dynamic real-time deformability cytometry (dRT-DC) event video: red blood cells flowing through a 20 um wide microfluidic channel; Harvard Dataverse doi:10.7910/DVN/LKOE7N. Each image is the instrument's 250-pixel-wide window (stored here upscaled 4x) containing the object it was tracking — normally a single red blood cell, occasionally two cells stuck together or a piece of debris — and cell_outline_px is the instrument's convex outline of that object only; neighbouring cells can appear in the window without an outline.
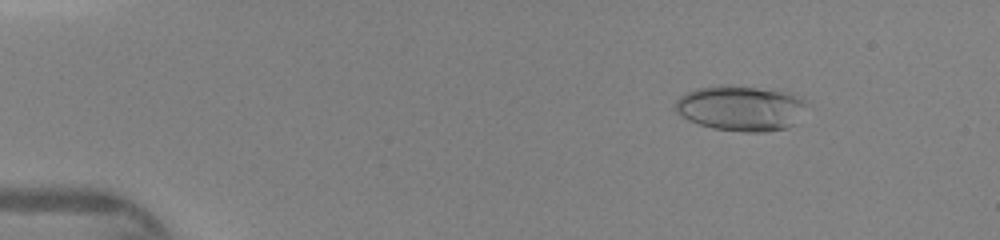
{"species": "human", "species_latin": "Homo sapiens", "temperature_condition": "warm", "stored_images_in_passage": 16, "camera_frame_rate_fps": 3000, "um_per_image_px": 0.085, "donor": {"sex": "female"}, "frame": {"image": 1, "passage_image": 7, "time_ms": 2.0, "image_size_px": [1000, 240], "cell_outline_px": [[804, 104], [796, 124], [788, 128], [768, 132], [744, 132], [712, 128], [688, 120], [676, 112], [676, 100], [680, 96], [696, 88], [716, 84], [732, 84], [780, 88], [792, 92], [804, 100]], "centroid_in_image_um": [62.99, 9.15], "position_along_channel_um": 22.0, "area_um2": 35.6}}